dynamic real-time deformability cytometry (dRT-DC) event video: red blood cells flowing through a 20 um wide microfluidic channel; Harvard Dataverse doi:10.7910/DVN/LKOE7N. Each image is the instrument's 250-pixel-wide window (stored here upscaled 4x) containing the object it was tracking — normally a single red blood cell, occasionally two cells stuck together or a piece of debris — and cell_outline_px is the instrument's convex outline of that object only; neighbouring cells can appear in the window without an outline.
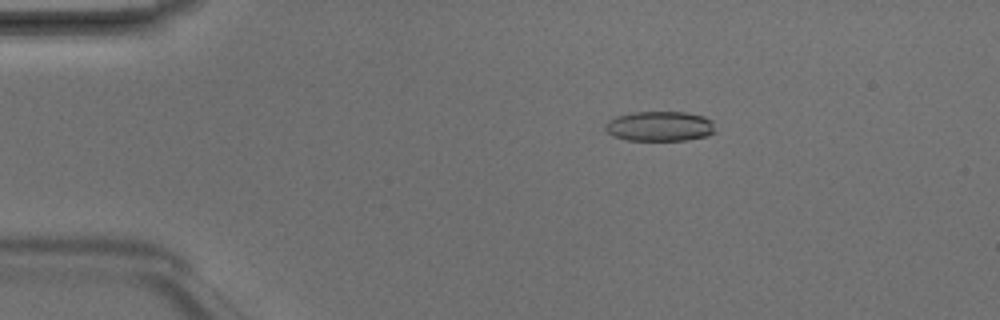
{"species": "Egyptian fruit bat (a non-hibernating species)", "species_latin": "Rousettus aegyptiacus", "temperature_condition": "room temperature", "stored_images_in_passage": 4, "camera_frame_rate_fps": 3000, "um_per_image_px": 0.085, "animal": {"sex": "male"}, "frame": {"image": 1, "passage_image": 1, "time_ms": 0.0, "image_size_px": [1000, 320], "cell_outline_px": [[716, 132], [708, 136], [688, 140], [628, 140], [612, 136], [604, 128], [604, 124], [608, 120], [616, 116], [632, 112], [684, 112], [704, 116], [712, 120]], "centroid_in_image_um": [56.08, 10.73], "position_along_channel_um": 28.9, "area_um2": 19.42}}
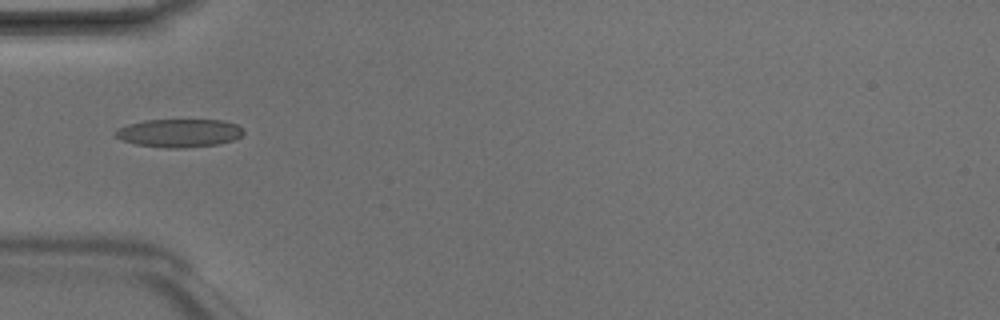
{"frame": {"image": 2, "passage_image": 3, "time_ms": 0.667, "image_size_px": [1000, 320], "cell_outline_px": [[244, 132], [240, 136], [232, 140], [216, 144], [184, 148], [164, 148], [136, 144], [124, 140], [116, 136], [112, 132], [128, 124], [148, 120], [224, 120], [236, 124]], "centroid_in_image_um": [15.22, 11.3], "position_along_channel_um": 69.8, "area_um2": 20.81}}